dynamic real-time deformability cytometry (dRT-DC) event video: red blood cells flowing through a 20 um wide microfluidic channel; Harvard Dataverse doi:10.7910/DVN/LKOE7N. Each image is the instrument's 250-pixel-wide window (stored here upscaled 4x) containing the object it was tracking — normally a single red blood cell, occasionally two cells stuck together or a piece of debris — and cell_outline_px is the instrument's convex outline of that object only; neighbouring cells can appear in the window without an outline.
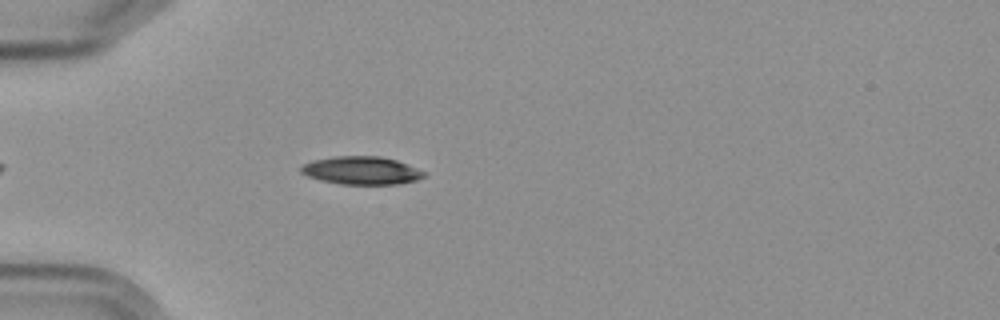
{"species": "Egyptian fruit bat (a non-hibernating species)", "species_latin": "Rousettus aegyptiacus", "temperature_condition": "cold", "stored_images_in_passage": 5, "camera_frame_rate_fps": 3000, "um_per_image_px": 0.085, "frame": {"image": 1, "passage_image": 4, "time_ms": 3.667, "image_size_px": [1000, 320], "cell_outline_px": [[428, 176], [416, 180], [396, 184], [340, 184], [320, 180], [308, 176], [300, 172], [300, 168], [304, 164], [312, 160], [336, 156], [380, 156], [396, 160], [416, 168], [424, 172]], "centroid_in_image_um": [30.71, 14.49], "position_along_channel_um": 54.3, "area_um2": 20.0}}